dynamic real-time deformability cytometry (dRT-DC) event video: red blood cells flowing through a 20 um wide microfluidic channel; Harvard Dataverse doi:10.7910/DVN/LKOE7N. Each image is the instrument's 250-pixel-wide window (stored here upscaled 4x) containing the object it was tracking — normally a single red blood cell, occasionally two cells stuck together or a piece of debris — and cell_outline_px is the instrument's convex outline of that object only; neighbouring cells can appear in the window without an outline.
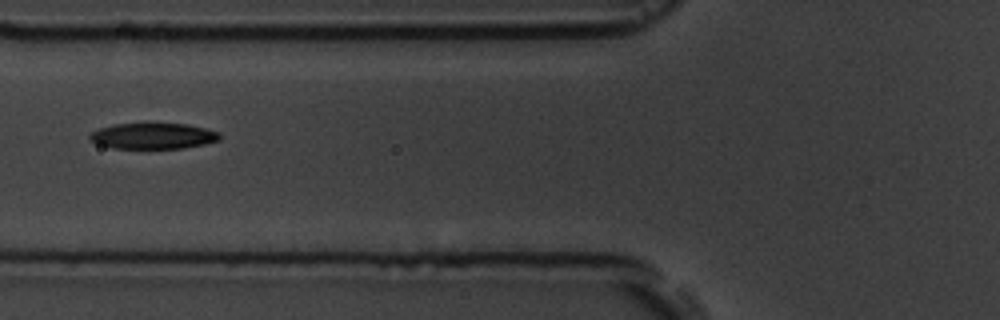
{"species": "common noctule bat (a hibernating species)", "species_latin": "Nyctalus noctula", "temperature_condition": "room temperature", "stored_images_in_passage": 6, "camera_frame_rate_fps": 3000, "um_per_image_px": 0.085, "animal": {"sex": "male", "body_mass_g": 19.5, "forearm_length_mm": 54.6}, "frame": {"image": 1, "passage_image": 6, "time_ms": 6.333, "image_size_px": [1000, 320], "cell_outline_px": [[220, 140], [204, 144], [184, 148], [112, 148], [100, 144], [92, 140], [88, 136], [92, 132], [100, 128], [112, 124], [188, 124], [220, 132]], "centroid_in_image_um": [13.05, 11.56], "position_along_channel_um": 112.8, "area_um2": 19.36}}